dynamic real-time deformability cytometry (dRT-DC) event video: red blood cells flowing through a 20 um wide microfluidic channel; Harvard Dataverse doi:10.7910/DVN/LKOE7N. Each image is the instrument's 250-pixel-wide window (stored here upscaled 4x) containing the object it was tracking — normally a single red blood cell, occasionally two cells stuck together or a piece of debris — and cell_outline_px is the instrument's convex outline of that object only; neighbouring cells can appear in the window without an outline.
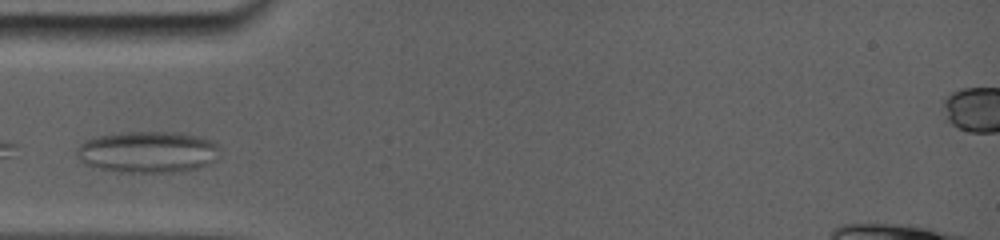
{"species": "common noctule bat (a hibernating species)", "species_latin": "Nyctalus noctula", "temperature_condition": "room temperature", "stored_images_in_passage": 8, "camera_frame_rate_fps": 5000, "um_per_image_px": 0.085, "animal": {"sex": "female", "body_mass_g": 19.0, "forearm_length_mm": 56.7}, "frame": {"image": 1, "passage_image": 1, "time_ms": 0.0, "image_size_px": [1000, 240], "cell_outline_px": [[216, 160], [208, 164], [196, 168], [172, 172], [116, 172], [84, 164], [80, 160], [76, 152], [88, 140], [104, 136], [140, 132], [188, 136], [208, 140], [212, 144]], "centroid_in_image_um": [12.47, 12.98], "position_along_channel_um": 72.5, "area_um2": 32.48}}
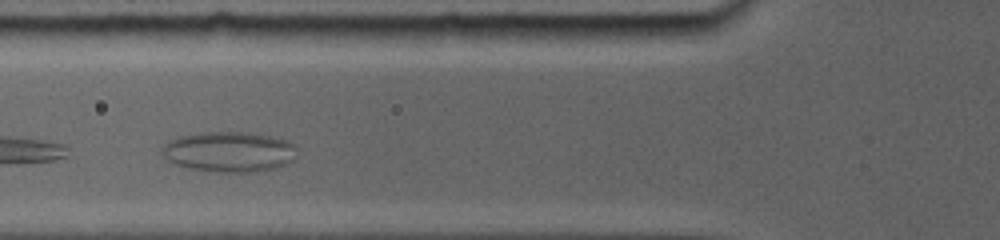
{"frame": {"image": 2, "passage_image": 2, "time_ms": 1.0, "image_size_px": [1000, 240], "cell_outline_px": [[296, 160], [288, 164], [276, 168], [256, 172], [212, 172], [188, 168], [176, 164], [168, 160], [164, 156], [164, 148], [172, 140], [184, 136], [220, 132], [240, 132], [268, 136], [284, 140], [292, 144]], "centroid_in_image_um": [19.54, 12.95], "position_along_channel_um": 106.3, "area_um2": 30.92}}
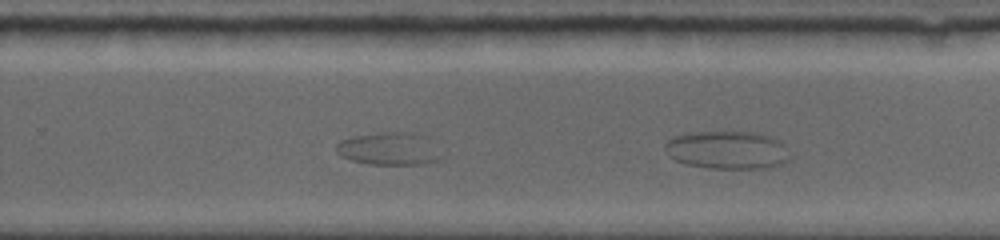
{"frame": {"image": 3, "passage_image": 7, "time_ms": 5.8, "image_size_px": [1000, 240], "cell_outline_px": [[788, 160], [776, 168], [708, 168], [688, 164], [676, 160], [668, 156], [664, 148], [664, 144], [668, 140], [676, 136], [692, 132], [756, 132], [780, 140], [784, 144], [788, 156]], "centroid_in_image_um": [61.83, 12.76], "position_along_channel_um": 268.0, "area_um2": 27.69}}